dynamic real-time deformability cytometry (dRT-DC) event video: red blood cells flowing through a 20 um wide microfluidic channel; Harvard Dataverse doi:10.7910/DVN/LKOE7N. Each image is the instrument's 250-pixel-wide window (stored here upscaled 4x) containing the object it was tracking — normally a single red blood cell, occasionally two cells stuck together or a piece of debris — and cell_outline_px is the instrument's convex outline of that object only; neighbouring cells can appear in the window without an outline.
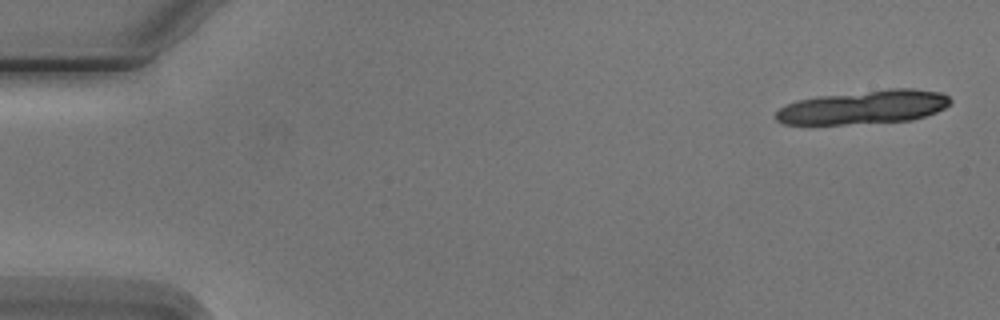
{"species": "Egyptian fruit bat (a non-hibernating species)", "species_latin": "Rousettus aegyptiacus", "temperature_condition": "cold", "stored_images_in_passage": 5, "camera_frame_rate_fps": 3000, "um_per_image_px": 0.085, "animal": {"sex": "male"}, "frame": {"image": 1, "passage_image": 1, "time_ms": 0.0, "image_size_px": [1000, 320], "cell_outline_px": [[952, 100], [944, 108], [936, 112], [912, 120], [844, 124], [780, 124], [776, 120], [776, 112], [780, 108], [788, 104], [800, 100], [820, 96], [888, 88], [912, 88], [940, 92], [948, 96]], "centroid_in_image_um": [73.44, 9.1], "position_along_channel_um": 11.6, "area_um2": 34.04}}